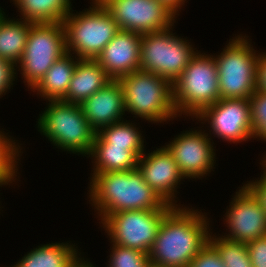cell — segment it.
Masks as SVG:
<instances>
[{
    "label": "cell",
    "mask_w": 266,
    "mask_h": 267,
    "mask_svg": "<svg viewBox=\"0 0 266 267\" xmlns=\"http://www.w3.org/2000/svg\"><path fill=\"white\" fill-rule=\"evenodd\" d=\"M207 218L198 210L174 206L159 226L148 253L150 263L162 267H187L209 242Z\"/></svg>",
    "instance_id": "obj_1"
},
{
    "label": "cell",
    "mask_w": 266,
    "mask_h": 267,
    "mask_svg": "<svg viewBox=\"0 0 266 267\" xmlns=\"http://www.w3.org/2000/svg\"><path fill=\"white\" fill-rule=\"evenodd\" d=\"M90 181L89 198L100 220L123 210L164 209L168 205L144 181L138 168L96 174Z\"/></svg>",
    "instance_id": "obj_2"
},
{
    "label": "cell",
    "mask_w": 266,
    "mask_h": 267,
    "mask_svg": "<svg viewBox=\"0 0 266 267\" xmlns=\"http://www.w3.org/2000/svg\"><path fill=\"white\" fill-rule=\"evenodd\" d=\"M123 90L125 110L149 122L177 117L172 84L165 78L137 70L117 79Z\"/></svg>",
    "instance_id": "obj_3"
},
{
    "label": "cell",
    "mask_w": 266,
    "mask_h": 267,
    "mask_svg": "<svg viewBox=\"0 0 266 267\" xmlns=\"http://www.w3.org/2000/svg\"><path fill=\"white\" fill-rule=\"evenodd\" d=\"M37 124L38 131L57 148L84 156L90 154L97 132L85 118L80 104L49 101Z\"/></svg>",
    "instance_id": "obj_4"
},
{
    "label": "cell",
    "mask_w": 266,
    "mask_h": 267,
    "mask_svg": "<svg viewBox=\"0 0 266 267\" xmlns=\"http://www.w3.org/2000/svg\"><path fill=\"white\" fill-rule=\"evenodd\" d=\"M177 115L197 116L220 99L218 72L214 56L199 51L172 84ZM189 114V115H188Z\"/></svg>",
    "instance_id": "obj_5"
},
{
    "label": "cell",
    "mask_w": 266,
    "mask_h": 267,
    "mask_svg": "<svg viewBox=\"0 0 266 267\" xmlns=\"http://www.w3.org/2000/svg\"><path fill=\"white\" fill-rule=\"evenodd\" d=\"M71 12L63 20L67 53L73 51L79 59H96L120 30L118 23L105 6Z\"/></svg>",
    "instance_id": "obj_6"
},
{
    "label": "cell",
    "mask_w": 266,
    "mask_h": 267,
    "mask_svg": "<svg viewBox=\"0 0 266 267\" xmlns=\"http://www.w3.org/2000/svg\"><path fill=\"white\" fill-rule=\"evenodd\" d=\"M247 36L231 39L220 55H216L220 99H249L256 91V53ZM257 54V55H256Z\"/></svg>",
    "instance_id": "obj_7"
},
{
    "label": "cell",
    "mask_w": 266,
    "mask_h": 267,
    "mask_svg": "<svg viewBox=\"0 0 266 267\" xmlns=\"http://www.w3.org/2000/svg\"><path fill=\"white\" fill-rule=\"evenodd\" d=\"M171 29L142 35L140 70L161 76L173 84L197 52L188 40L175 36Z\"/></svg>",
    "instance_id": "obj_8"
},
{
    "label": "cell",
    "mask_w": 266,
    "mask_h": 267,
    "mask_svg": "<svg viewBox=\"0 0 266 267\" xmlns=\"http://www.w3.org/2000/svg\"><path fill=\"white\" fill-rule=\"evenodd\" d=\"M66 53L63 22L32 23L25 50L17 63L28 88L33 89L54 62Z\"/></svg>",
    "instance_id": "obj_9"
},
{
    "label": "cell",
    "mask_w": 266,
    "mask_h": 267,
    "mask_svg": "<svg viewBox=\"0 0 266 267\" xmlns=\"http://www.w3.org/2000/svg\"><path fill=\"white\" fill-rule=\"evenodd\" d=\"M174 206L164 209L123 210L106 216L101 223L111 243L149 253L164 216Z\"/></svg>",
    "instance_id": "obj_10"
},
{
    "label": "cell",
    "mask_w": 266,
    "mask_h": 267,
    "mask_svg": "<svg viewBox=\"0 0 266 267\" xmlns=\"http://www.w3.org/2000/svg\"><path fill=\"white\" fill-rule=\"evenodd\" d=\"M105 8L120 30L141 35L167 30L174 26L177 17L158 0H111Z\"/></svg>",
    "instance_id": "obj_11"
},
{
    "label": "cell",
    "mask_w": 266,
    "mask_h": 267,
    "mask_svg": "<svg viewBox=\"0 0 266 267\" xmlns=\"http://www.w3.org/2000/svg\"><path fill=\"white\" fill-rule=\"evenodd\" d=\"M207 120L214 136L238 143L253 138L249 99H219L196 117Z\"/></svg>",
    "instance_id": "obj_12"
},
{
    "label": "cell",
    "mask_w": 266,
    "mask_h": 267,
    "mask_svg": "<svg viewBox=\"0 0 266 267\" xmlns=\"http://www.w3.org/2000/svg\"><path fill=\"white\" fill-rule=\"evenodd\" d=\"M226 212L229 233L223 237L247 244L266 235V213L259 199L244 184Z\"/></svg>",
    "instance_id": "obj_13"
},
{
    "label": "cell",
    "mask_w": 266,
    "mask_h": 267,
    "mask_svg": "<svg viewBox=\"0 0 266 267\" xmlns=\"http://www.w3.org/2000/svg\"><path fill=\"white\" fill-rule=\"evenodd\" d=\"M208 135L202 132V129L189 130L164 146L178 164L185 178H201L212 171L215 164V149Z\"/></svg>",
    "instance_id": "obj_14"
},
{
    "label": "cell",
    "mask_w": 266,
    "mask_h": 267,
    "mask_svg": "<svg viewBox=\"0 0 266 267\" xmlns=\"http://www.w3.org/2000/svg\"><path fill=\"white\" fill-rule=\"evenodd\" d=\"M138 169L144 181L168 204L178 206L174 195L185 177L169 151L163 146L149 154L143 153L138 160ZM175 201V202H174ZM175 203V204H174Z\"/></svg>",
    "instance_id": "obj_15"
},
{
    "label": "cell",
    "mask_w": 266,
    "mask_h": 267,
    "mask_svg": "<svg viewBox=\"0 0 266 267\" xmlns=\"http://www.w3.org/2000/svg\"><path fill=\"white\" fill-rule=\"evenodd\" d=\"M141 41V34L119 30L96 60L113 80H117L140 70Z\"/></svg>",
    "instance_id": "obj_16"
},
{
    "label": "cell",
    "mask_w": 266,
    "mask_h": 267,
    "mask_svg": "<svg viewBox=\"0 0 266 267\" xmlns=\"http://www.w3.org/2000/svg\"><path fill=\"white\" fill-rule=\"evenodd\" d=\"M80 106L85 118L96 132L102 127L121 121L126 110L120 82L111 80Z\"/></svg>",
    "instance_id": "obj_17"
},
{
    "label": "cell",
    "mask_w": 266,
    "mask_h": 267,
    "mask_svg": "<svg viewBox=\"0 0 266 267\" xmlns=\"http://www.w3.org/2000/svg\"><path fill=\"white\" fill-rule=\"evenodd\" d=\"M111 80L113 79L96 59H79L66 97L62 101L81 104Z\"/></svg>",
    "instance_id": "obj_18"
},
{
    "label": "cell",
    "mask_w": 266,
    "mask_h": 267,
    "mask_svg": "<svg viewBox=\"0 0 266 267\" xmlns=\"http://www.w3.org/2000/svg\"><path fill=\"white\" fill-rule=\"evenodd\" d=\"M77 253L75 244L49 243L34 248L12 267H79L84 261Z\"/></svg>",
    "instance_id": "obj_19"
},
{
    "label": "cell",
    "mask_w": 266,
    "mask_h": 267,
    "mask_svg": "<svg viewBox=\"0 0 266 267\" xmlns=\"http://www.w3.org/2000/svg\"><path fill=\"white\" fill-rule=\"evenodd\" d=\"M74 60L72 53L64 54L45 73L40 82L32 89L33 92L48 101H60L66 97L71 78L79 58ZM36 90V91H35Z\"/></svg>",
    "instance_id": "obj_20"
},
{
    "label": "cell",
    "mask_w": 266,
    "mask_h": 267,
    "mask_svg": "<svg viewBox=\"0 0 266 267\" xmlns=\"http://www.w3.org/2000/svg\"><path fill=\"white\" fill-rule=\"evenodd\" d=\"M21 19L32 23H60L72 10L70 0H13Z\"/></svg>",
    "instance_id": "obj_21"
},
{
    "label": "cell",
    "mask_w": 266,
    "mask_h": 267,
    "mask_svg": "<svg viewBox=\"0 0 266 267\" xmlns=\"http://www.w3.org/2000/svg\"><path fill=\"white\" fill-rule=\"evenodd\" d=\"M135 124L121 120L102 127L96 134L93 146H126L138 158L144 153V139Z\"/></svg>",
    "instance_id": "obj_22"
},
{
    "label": "cell",
    "mask_w": 266,
    "mask_h": 267,
    "mask_svg": "<svg viewBox=\"0 0 266 267\" xmlns=\"http://www.w3.org/2000/svg\"><path fill=\"white\" fill-rule=\"evenodd\" d=\"M18 19L0 18V57L16 65L22 58L32 22Z\"/></svg>",
    "instance_id": "obj_23"
},
{
    "label": "cell",
    "mask_w": 266,
    "mask_h": 267,
    "mask_svg": "<svg viewBox=\"0 0 266 267\" xmlns=\"http://www.w3.org/2000/svg\"><path fill=\"white\" fill-rule=\"evenodd\" d=\"M94 157L93 178L111 171H130L138 168L139 158L126 146H92L89 157Z\"/></svg>",
    "instance_id": "obj_24"
},
{
    "label": "cell",
    "mask_w": 266,
    "mask_h": 267,
    "mask_svg": "<svg viewBox=\"0 0 266 267\" xmlns=\"http://www.w3.org/2000/svg\"><path fill=\"white\" fill-rule=\"evenodd\" d=\"M209 236V243L217 250L225 267H253L249 258L247 245L229 240L223 235Z\"/></svg>",
    "instance_id": "obj_25"
},
{
    "label": "cell",
    "mask_w": 266,
    "mask_h": 267,
    "mask_svg": "<svg viewBox=\"0 0 266 267\" xmlns=\"http://www.w3.org/2000/svg\"><path fill=\"white\" fill-rule=\"evenodd\" d=\"M4 135V131L3 133L0 131V184L10 185L16 179L17 157L20 156L19 152L21 153L22 149L16 145L15 140Z\"/></svg>",
    "instance_id": "obj_26"
},
{
    "label": "cell",
    "mask_w": 266,
    "mask_h": 267,
    "mask_svg": "<svg viewBox=\"0 0 266 267\" xmlns=\"http://www.w3.org/2000/svg\"><path fill=\"white\" fill-rule=\"evenodd\" d=\"M112 245L109 267H147L150 263L147 253L114 243Z\"/></svg>",
    "instance_id": "obj_27"
},
{
    "label": "cell",
    "mask_w": 266,
    "mask_h": 267,
    "mask_svg": "<svg viewBox=\"0 0 266 267\" xmlns=\"http://www.w3.org/2000/svg\"><path fill=\"white\" fill-rule=\"evenodd\" d=\"M249 100L253 138L266 141V92L256 90Z\"/></svg>",
    "instance_id": "obj_28"
},
{
    "label": "cell",
    "mask_w": 266,
    "mask_h": 267,
    "mask_svg": "<svg viewBox=\"0 0 266 267\" xmlns=\"http://www.w3.org/2000/svg\"><path fill=\"white\" fill-rule=\"evenodd\" d=\"M187 267H225L217 250L208 242Z\"/></svg>",
    "instance_id": "obj_29"
},
{
    "label": "cell",
    "mask_w": 266,
    "mask_h": 267,
    "mask_svg": "<svg viewBox=\"0 0 266 267\" xmlns=\"http://www.w3.org/2000/svg\"><path fill=\"white\" fill-rule=\"evenodd\" d=\"M253 267H266V235L246 244Z\"/></svg>",
    "instance_id": "obj_30"
},
{
    "label": "cell",
    "mask_w": 266,
    "mask_h": 267,
    "mask_svg": "<svg viewBox=\"0 0 266 267\" xmlns=\"http://www.w3.org/2000/svg\"><path fill=\"white\" fill-rule=\"evenodd\" d=\"M15 67L17 65L14 62L0 57V96L5 95L13 85V81L16 78L15 74L17 73L15 72L17 71Z\"/></svg>",
    "instance_id": "obj_31"
},
{
    "label": "cell",
    "mask_w": 266,
    "mask_h": 267,
    "mask_svg": "<svg viewBox=\"0 0 266 267\" xmlns=\"http://www.w3.org/2000/svg\"><path fill=\"white\" fill-rule=\"evenodd\" d=\"M262 169L263 175H261L260 179L248 182V184H245L253 193L254 195L259 199L262 208L265 210L266 213V162L262 160Z\"/></svg>",
    "instance_id": "obj_32"
},
{
    "label": "cell",
    "mask_w": 266,
    "mask_h": 267,
    "mask_svg": "<svg viewBox=\"0 0 266 267\" xmlns=\"http://www.w3.org/2000/svg\"><path fill=\"white\" fill-rule=\"evenodd\" d=\"M256 90L266 92V53L260 54L257 63Z\"/></svg>",
    "instance_id": "obj_33"
},
{
    "label": "cell",
    "mask_w": 266,
    "mask_h": 267,
    "mask_svg": "<svg viewBox=\"0 0 266 267\" xmlns=\"http://www.w3.org/2000/svg\"><path fill=\"white\" fill-rule=\"evenodd\" d=\"M160 3L170 9L175 15H179V9L183 7L186 0H158ZM182 5V6H181Z\"/></svg>",
    "instance_id": "obj_34"
},
{
    "label": "cell",
    "mask_w": 266,
    "mask_h": 267,
    "mask_svg": "<svg viewBox=\"0 0 266 267\" xmlns=\"http://www.w3.org/2000/svg\"><path fill=\"white\" fill-rule=\"evenodd\" d=\"M93 2H91V6L92 5H97V6H105L108 2H110L111 0H92Z\"/></svg>",
    "instance_id": "obj_35"
},
{
    "label": "cell",
    "mask_w": 266,
    "mask_h": 267,
    "mask_svg": "<svg viewBox=\"0 0 266 267\" xmlns=\"http://www.w3.org/2000/svg\"><path fill=\"white\" fill-rule=\"evenodd\" d=\"M88 263L89 262H87V260L86 261L84 260V262L79 267H85Z\"/></svg>",
    "instance_id": "obj_36"
},
{
    "label": "cell",
    "mask_w": 266,
    "mask_h": 267,
    "mask_svg": "<svg viewBox=\"0 0 266 267\" xmlns=\"http://www.w3.org/2000/svg\"><path fill=\"white\" fill-rule=\"evenodd\" d=\"M147 267H162V266H158V265H154V264L149 263Z\"/></svg>",
    "instance_id": "obj_37"
},
{
    "label": "cell",
    "mask_w": 266,
    "mask_h": 267,
    "mask_svg": "<svg viewBox=\"0 0 266 267\" xmlns=\"http://www.w3.org/2000/svg\"><path fill=\"white\" fill-rule=\"evenodd\" d=\"M4 14H5L4 11L2 12L1 7H0V18H1Z\"/></svg>",
    "instance_id": "obj_38"
},
{
    "label": "cell",
    "mask_w": 266,
    "mask_h": 267,
    "mask_svg": "<svg viewBox=\"0 0 266 267\" xmlns=\"http://www.w3.org/2000/svg\"><path fill=\"white\" fill-rule=\"evenodd\" d=\"M85 267H94L90 262Z\"/></svg>",
    "instance_id": "obj_39"
}]
</instances>
